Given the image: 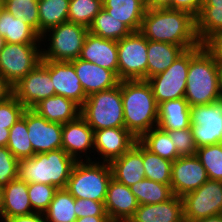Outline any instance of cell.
<instances>
[{"mask_svg":"<svg viewBox=\"0 0 222 222\" xmlns=\"http://www.w3.org/2000/svg\"><path fill=\"white\" fill-rule=\"evenodd\" d=\"M140 32L147 40L171 43L184 50L201 45L195 16L183 10L147 8Z\"/></svg>","mask_w":222,"mask_h":222,"instance_id":"obj_1","label":"cell"},{"mask_svg":"<svg viewBox=\"0 0 222 222\" xmlns=\"http://www.w3.org/2000/svg\"><path fill=\"white\" fill-rule=\"evenodd\" d=\"M125 128L139 139L158 127V104L147 80L121 81Z\"/></svg>","mask_w":222,"mask_h":222,"instance_id":"obj_2","label":"cell"},{"mask_svg":"<svg viewBox=\"0 0 222 222\" xmlns=\"http://www.w3.org/2000/svg\"><path fill=\"white\" fill-rule=\"evenodd\" d=\"M221 67L205 46L190 59L185 91L190 107L211 104L221 98Z\"/></svg>","mask_w":222,"mask_h":222,"instance_id":"obj_3","label":"cell"},{"mask_svg":"<svg viewBox=\"0 0 222 222\" xmlns=\"http://www.w3.org/2000/svg\"><path fill=\"white\" fill-rule=\"evenodd\" d=\"M76 160L63 149L37 153L19 160L18 178L30 183H43L66 189Z\"/></svg>","mask_w":222,"mask_h":222,"instance_id":"obj_4","label":"cell"},{"mask_svg":"<svg viewBox=\"0 0 222 222\" xmlns=\"http://www.w3.org/2000/svg\"><path fill=\"white\" fill-rule=\"evenodd\" d=\"M97 159L76 161L74 164L66 190L75 199L105 202L112 173L109 163Z\"/></svg>","mask_w":222,"mask_h":222,"instance_id":"obj_5","label":"cell"},{"mask_svg":"<svg viewBox=\"0 0 222 222\" xmlns=\"http://www.w3.org/2000/svg\"><path fill=\"white\" fill-rule=\"evenodd\" d=\"M80 115L94 131L125 127L121 81L116 87L89 95L81 106Z\"/></svg>","mask_w":222,"mask_h":222,"instance_id":"obj_6","label":"cell"},{"mask_svg":"<svg viewBox=\"0 0 222 222\" xmlns=\"http://www.w3.org/2000/svg\"><path fill=\"white\" fill-rule=\"evenodd\" d=\"M88 33L87 27L71 22L50 28L40 38L41 43L46 39L50 41L44 45L47 49L41 48L42 60L71 61L79 58Z\"/></svg>","mask_w":222,"mask_h":222,"instance_id":"obj_7","label":"cell"},{"mask_svg":"<svg viewBox=\"0 0 222 222\" xmlns=\"http://www.w3.org/2000/svg\"><path fill=\"white\" fill-rule=\"evenodd\" d=\"M203 46L201 44L185 50L164 72L147 80L152 87L154 98L158 105L164 101L185 98L190 59Z\"/></svg>","mask_w":222,"mask_h":222,"instance_id":"obj_8","label":"cell"},{"mask_svg":"<svg viewBox=\"0 0 222 222\" xmlns=\"http://www.w3.org/2000/svg\"><path fill=\"white\" fill-rule=\"evenodd\" d=\"M43 43H6L0 52V75L13 87L42 61Z\"/></svg>","mask_w":222,"mask_h":222,"instance_id":"obj_9","label":"cell"},{"mask_svg":"<svg viewBox=\"0 0 222 222\" xmlns=\"http://www.w3.org/2000/svg\"><path fill=\"white\" fill-rule=\"evenodd\" d=\"M118 78L147 80V39L140 31L117 41Z\"/></svg>","mask_w":222,"mask_h":222,"instance_id":"obj_10","label":"cell"},{"mask_svg":"<svg viewBox=\"0 0 222 222\" xmlns=\"http://www.w3.org/2000/svg\"><path fill=\"white\" fill-rule=\"evenodd\" d=\"M184 221L222 214V181L208 179L200 188L183 197Z\"/></svg>","mask_w":222,"mask_h":222,"instance_id":"obj_11","label":"cell"},{"mask_svg":"<svg viewBox=\"0 0 222 222\" xmlns=\"http://www.w3.org/2000/svg\"><path fill=\"white\" fill-rule=\"evenodd\" d=\"M190 123L197 148L222 143V99L190 107Z\"/></svg>","mask_w":222,"mask_h":222,"instance_id":"obj_12","label":"cell"},{"mask_svg":"<svg viewBox=\"0 0 222 222\" xmlns=\"http://www.w3.org/2000/svg\"><path fill=\"white\" fill-rule=\"evenodd\" d=\"M13 95L27 108L55 95L50 75V60H42L13 87Z\"/></svg>","mask_w":222,"mask_h":222,"instance_id":"obj_13","label":"cell"},{"mask_svg":"<svg viewBox=\"0 0 222 222\" xmlns=\"http://www.w3.org/2000/svg\"><path fill=\"white\" fill-rule=\"evenodd\" d=\"M208 179L207 172L196 155L182 156L172 163L170 187L173 195L183 197L200 188Z\"/></svg>","mask_w":222,"mask_h":222,"instance_id":"obj_14","label":"cell"},{"mask_svg":"<svg viewBox=\"0 0 222 222\" xmlns=\"http://www.w3.org/2000/svg\"><path fill=\"white\" fill-rule=\"evenodd\" d=\"M26 125L34 155L62 149L63 124L49 122L32 109H26Z\"/></svg>","mask_w":222,"mask_h":222,"instance_id":"obj_15","label":"cell"},{"mask_svg":"<svg viewBox=\"0 0 222 222\" xmlns=\"http://www.w3.org/2000/svg\"><path fill=\"white\" fill-rule=\"evenodd\" d=\"M91 148L94 150V130L81 115L63 124L62 149L69 156L73 157L76 161L92 160L89 154L94 153L95 155L96 152H93ZM82 153L83 155H81ZM84 155H86L85 158Z\"/></svg>","mask_w":222,"mask_h":222,"instance_id":"obj_16","label":"cell"},{"mask_svg":"<svg viewBox=\"0 0 222 222\" xmlns=\"http://www.w3.org/2000/svg\"><path fill=\"white\" fill-rule=\"evenodd\" d=\"M137 140L125 127L100 129L94 131L93 152L100 155L101 162L110 163L128 151Z\"/></svg>","mask_w":222,"mask_h":222,"instance_id":"obj_17","label":"cell"},{"mask_svg":"<svg viewBox=\"0 0 222 222\" xmlns=\"http://www.w3.org/2000/svg\"><path fill=\"white\" fill-rule=\"evenodd\" d=\"M50 75L55 95L71 99L80 107L84 104L88 96L70 61L50 60Z\"/></svg>","mask_w":222,"mask_h":222,"instance_id":"obj_18","label":"cell"},{"mask_svg":"<svg viewBox=\"0 0 222 222\" xmlns=\"http://www.w3.org/2000/svg\"><path fill=\"white\" fill-rule=\"evenodd\" d=\"M104 206L111 222H128L135 214L139 203L130 187L112 178L108 185Z\"/></svg>","mask_w":222,"mask_h":222,"instance_id":"obj_19","label":"cell"},{"mask_svg":"<svg viewBox=\"0 0 222 222\" xmlns=\"http://www.w3.org/2000/svg\"><path fill=\"white\" fill-rule=\"evenodd\" d=\"M70 63L74 66L76 75L87 96L116 87L120 83L118 76L113 71L95 63L80 58L71 60Z\"/></svg>","mask_w":222,"mask_h":222,"instance_id":"obj_20","label":"cell"},{"mask_svg":"<svg viewBox=\"0 0 222 222\" xmlns=\"http://www.w3.org/2000/svg\"><path fill=\"white\" fill-rule=\"evenodd\" d=\"M112 178L117 182L130 187L145 178L142 158V144L136 143L122 156L109 163Z\"/></svg>","mask_w":222,"mask_h":222,"instance_id":"obj_21","label":"cell"},{"mask_svg":"<svg viewBox=\"0 0 222 222\" xmlns=\"http://www.w3.org/2000/svg\"><path fill=\"white\" fill-rule=\"evenodd\" d=\"M79 58L111 70L118 76L117 41L104 39L89 32Z\"/></svg>","mask_w":222,"mask_h":222,"instance_id":"obj_22","label":"cell"},{"mask_svg":"<svg viewBox=\"0 0 222 222\" xmlns=\"http://www.w3.org/2000/svg\"><path fill=\"white\" fill-rule=\"evenodd\" d=\"M128 222H185L182 197L173 195L162 203L139 205Z\"/></svg>","mask_w":222,"mask_h":222,"instance_id":"obj_23","label":"cell"},{"mask_svg":"<svg viewBox=\"0 0 222 222\" xmlns=\"http://www.w3.org/2000/svg\"><path fill=\"white\" fill-rule=\"evenodd\" d=\"M2 189L1 218H9L33 213L28 195V183L16 178Z\"/></svg>","mask_w":222,"mask_h":222,"instance_id":"obj_24","label":"cell"},{"mask_svg":"<svg viewBox=\"0 0 222 222\" xmlns=\"http://www.w3.org/2000/svg\"><path fill=\"white\" fill-rule=\"evenodd\" d=\"M32 110L49 122L65 124L80 115L81 107L71 99L54 95L37 103Z\"/></svg>","mask_w":222,"mask_h":222,"instance_id":"obj_25","label":"cell"},{"mask_svg":"<svg viewBox=\"0 0 222 222\" xmlns=\"http://www.w3.org/2000/svg\"><path fill=\"white\" fill-rule=\"evenodd\" d=\"M190 106L185 98L164 101L158 106V127L163 131L190 128Z\"/></svg>","mask_w":222,"mask_h":222,"instance_id":"obj_26","label":"cell"},{"mask_svg":"<svg viewBox=\"0 0 222 222\" xmlns=\"http://www.w3.org/2000/svg\"><path fill=\"white\" fill-rule=\"evenodd\" d=\"M103 8L126 24L133 32L140 31L147 7L140 0H102Z\"/></svg>","mask_w":222,"mask_h":222,"instance_id":"obj_27","label":"cell"},{"mask_svg":"<svg viewBox=\"0 0 222 222\" xmlns=\"http://www.w3.org/2000/svg\"><path fill=\"white\" fill-rule=\"evenodd\" d=\"M184 51L178 45L147 40V80L164 72Z\"/></svg>","mask_w":222,"mask_h":222,"instance_id":"obj_28","label":"cell"},{"mask_svg":"<svg viewBox=\"0 0 222 222\" xmlns=\"http://www.w3.org/2000/svg\"><path fill=\"white\" fill-rule=\"evenodd\" d=\"M0 34L6 43H41V36L30 25L5 9L0 13Z\"/></svg>","mask_w":222,"mask_h":222,"instance_id":"obj_29","label":"cell"},{"mask_svg":"<svg viewBox=\"0 0 222 222\" xmlns=\"http://www.w3.org/2000/svg\"><path fill=\"white\" fill-rule=\"evenodd\" d=\"M70 0H38L39 35L59 24L68 22Z\"/></svg>","mask_w":222,"mask_h":222,"instance_id":"obj_30","label":"cell"},{"mask_svg":"<svg viewBox=\"0 0 222 222\" xmlns=\"http://www.w3.org/2000/svg\"><path fill=\"white\" fill-rule=\"evenodd\" d=\"M88 31L104 39L118 41L133 31L123 22L111 16L104 8L95 16Z\"/></svg>","mask_w":222,"mask_h":222,"instance_id":"obj_31","label":"cell"},{"mask_svg":"<svg viewBox=\"0 0 222 222\" xmlns=\"http://www.w3.org/2000/svg\"><path fill=\"white\" fill-rule=\"evenodd\" d=\"M138 141L150 152L157 154L161 158L174 162L180 156L167 131L159 127L152 128L143 134Z\"/></svg>","mask_w":222,"mask_h":222,"instance_id":"obj_32","label":"cell"},{"mask_svg":"<svg viewBox=\"0 0 222 222\" xmlns=\"http://www.w3.org/2000/svg\"><path fill=\"white\" fill-rule=\"evenodd\" d=\"M130 190L139 205L162 203L173 196L170 185L157 183L147 178L131 185Z\"/></svg>","mask_w":222,"mask_h":222,"instance_id":"obj_33","label":"cell"},{"mask_svg":"<svg viewBox=\"0 0 222 222\" xmlns=\"http://www.w3.org/2000/svg\"><path fill=\"white\" fill-rule=\"evenodd\" d=\"M75 198L66 190L58 189L44 212L48 222H75Z\"/></svg>","mask_w":222,"mask_h":222,"instance_id":"obj_34","label":"cell"},{"mask_svg":"<svg viewBox=\"0 0 222 222\" xmlns=\"http://www.w3.org/2000/svg\"><path fill=\"white\" fill-rule=\"evenodd\" d=\"M196 19V33L201 44L222 32V8L202 6Z\"/></svg>","mask_w":222,"mask_h":222,"instance_id":"obj_35","label":"cell"},{"mask_svg":"<svg viewBox=\"0 0 222 222\" xmlns=\"http://www.w3.org/2000/svg\"><path fill=\"white\" fill-rule=\"evenodd\" d=\"M26 125V110L23 116L10 128L7 148L18 160L30 158L34 150L29 139Z\"/></svg>","mask_w":222,"mask_h":222,"instance_id":"obj_36","label":"cell"},{"mask_svg":"<svg viewBox=\"0 0 222 222\" xmlns=\"http://www.w3.org/2000/svg\"><path fill=\"white\" fill-rule=\"evenodd\" d=\"M142 158L145 178L161 184H171L172 161L159 157L157 154L147 150L143 145Z\"/></svg>","mask_w":222,"mask_h":222,"instance_id":"obj_37","label":"cell"},{"mask_svg":"<svg viewBox=\"0 0 222 222\" xmlns=\"http://www.w3.org/2000/svg\"><path fill=\"white\" fill-rule=\"evenodd\" d=\"M102 8V0H70L68 22L88 28Z\"/></svg>","mask_w":222,"mask_h":222,"instance_id":"obj_38","label":"cell"},{"mask_svg":"<svg viewBox=\"0 0 222 222\" xmlns=\"http://www.w3.org/2000/svg\"><path fill=\"white\" fill-rule=\"evenodd\" d=\"M196 156L209 179L222 181V143L198 147Z\"/></svg>","mask_w":222,"mask_h":222,"instance_id":"obj_39","label":"cell"},{"mask_svg":"<svg viewBox=\"0 0 222 222\" xmlns=\"http://www.w3.org/2000/svg\"><path fill=\"white\" fill-rule=\"evenodd\" d=\"M3 9L22 18L39 34L38 0H2Z\"/></svg>","mask_w":222,"mask_h":222,"instance_id":"obj_40","label":"cell"},{"mask_svg":"<svg viewBox=\"0 0 222 222\" xmlns=\"http://www.w3.org/2000/svg\"><path fill=\"white\" fill-rule=\"evenodd\" d=\"M58 189L43 183L28 184V195L34 212L44 213Z\"/></svg>","mask_w":222,"mask_h":222,"instance_id":"obj_41","label":"cell"},{"mask_svg":"<svg viewBox=\"0 0 222 222\" xmlns=\"http://www.w3.org/2000/svg\"><path fill=\"white\" fill-rule=\"evenodd\" d=\"M27 108L12 94L0 102V126L10 129L22 116Z\"/></svg>","mask_w":222,"mask_h":222,"instance_id":"obj_42","label":"cell"},{"mask_svg":"<svg viewBox=\"0 0 222 222\" xmlns=\"http://www.w3.org/2000/svg\"><path fill=\"white\" fill-rule=\"evenodd\" d=\"M19 160L7 147H0V187L8 185L11 180L18 178Z\"/></svg>","mask_w":222,"mask_h":222,"instance_id":"obj_43","label":"cell"},{"mask_svg":"<svg viewBox=\"0 0 222 222\" xmlns=\"http://www.w3.org/2000/svg\"><path fill=\"white\" fill-rule=\"evenodd\" d=\"M167 132L180 157L196 155L197 146L190 128Z\"/></svg>","mask_w":222,"mask_h":222,"instance_id":"obj_44","label":"cell"},{"mask_svg":"<svg viewBox=\"0 0 222 222\" xmlns=\"http://www.w3.org/2000/svg\"><path fill=\"white\" fill-rule=\"evenodd\" d=\"M74 211L77 218L85 216H108L104 202L91 199H75Z\"/></svg>","mask_w":222,"mask_h":222,"instance_id":"obj_45","label":"cell"},{"mask_svg":"<svg viewBox=\"0 0 222 222\" xmlns=\"http://www.w3.org/2000/svg\"><path fill=\"white\" fill-rule=\"evenodd\" d=\"M204 0H172L170 9L183 10L197 16Z\"/></svg>","mask_w":222,"mask_h":222,"instance_id":"obj_46","label":"cell"},{"mask_svg":"<svg viewBox=\"0 0 222 222\" xmlns=\"http://www.w3.org/2000/svg\"><path fill=\"white\" fill-rule=\"evenodd\" d=\"M204 46L214 55L217 62L222 66V32L211 37Z\"/></svg>","mask_w":222,"mask_h":222,"instance_id":"obj_47","label":"cell"},{"mask_svg":"<svg viewBox=\"0 0 222 222\" xmlns=\"http://www.w3.org/2000/svg\"><path fill=\"white\" fill-rule=\"evenodd\" d=\"M1 222H48V221L44 213L33 212L28 215L1 218Z\"/></svg>","mask_w":222,"mask_h":222,"instance_id":"obj_48","label":"cell"},{"mask_svg":"<svg viewBox=\"0 0 222 222\" xmlns=\"http://www.w3.org/2000/svg\"><path fill=\"white\" fill-rule=\"evenodd\" d=\"M13 94L12 86L0 75V102Z\"/></svg>","mask_w":222,"mask_h":222,"instance_id":"obj_49","label":"cell"},{"mask_svg":"<svg viewBox=\"0 0 222 222\" xmlns=\"http://www.w3.org/2000/svg\"><path fill=\"white\" fill-rule=\"evenodd\" d=\"M172 0H147V8H170Z\"/></svg>","mask_w":222,"mask_h":222,"instance_id":"obj_50","label":"cell"},{"mask_svg":"<svg viewBox=\"0 0 222 222\" xmlns=\"http://www.w3.org/2000/svg\"><path fill=\"white\" fill-rule=\"evenodd\" d=\"M75 222H111L108 216H85L77 218Z\"/></svg>","mask_w":222,"mask_h":222,"instance_id":"obj_51","label":"cell"},{"mask_svg":"<svg viewBox=\"0 0 222 222\" xmlns=\"http://www.w3.org/2000/svg\"><path fill=\"white\" fill-rule=\"evenodd\" d=\"M10 129L6 126H0V147H6L8 144Z\"/></svg>","mask_w":222,"mask_h":222,"instance_id":"obj_52","label":"cell"},{"mask_svg":"<svg viewBox=\"0 0 222 222\" xmlns=\"http://www.w3.org/2000/svg\"><path fill=\"white\" fill-rule=\"evenodd\" d=\"M193 222H222V214L213 217L198 219Z\"/></svg>","mask_w":222,"mask_h":222,"instance_id":"obj_53","label":"cell"},{"mask_svg":"<svg viewBox=\"0 0 222 222\" xmlns=\"http://www.w3.org/2000/svg\"><path fill=\"white\" fill-rule=\"evenodd\" d=\"M202 6H215V8H222V0H204Z\"/></svg>","mask_w":222,"mask_h":222,"instance_id":"obj_54","label":"cell"},{"mask_svg":"<svg viewBox=\"0 0 222 222\" xmlns=\"http://www.w3.org/2000/svg\"><path fill=\"white\" fill-rule=\"evenodd\" d=\"M5 45H6L5 38L0 34V52L3 50Z\"/></svg>","mask_w":222,"mask_h":222,"instance_id":"obj_55","label":"cell"},{"mask_svg":"<svg viewBox=\"0 0 222 222\" xmlns=\"http://www.w3.org/2000/svg\"><path fill=\"white\" fill-rule=\"evenodd\" d=\"M1 212H2V189L0 187V219H1ZM1 222V220H0Z\"/></svg>","mask_w":222,"mask_h":222,"instance_id":"obj_56","label":"cell"},{"mask_svg":"<svg viewBox=\"0 0 222 222\" xmlns=\"http://www.w3.org/2000/svg\"><path fill=\"white\" fill-rule=\"evenodd\" d=\"M220 88H221V99H222V67H221V80H220Z\"/></svg>","mask_w":222,"mask_h":222,"instance_id":"obj_57","label":"cell"},{"mask_svg":"<svg viewBox=\"0 0 222 222\" xmlns=\"http://www.w3.org/2000/svg\"><path fill=\"white\" fill-rule=\"evenodd\" d=\"M2 9H3V3H2V0H0V13H1Z\"/></svg>","mask_w":222,"mask_h":222,"instance_id":"obj_58","label":"cell"},{"mask_svg":"<svg viewBox=\"0 0 222 222\" xmlns=\"http://www.w3.org/2000/svg\"><path fill=\"white\" fill-rule=\"evenodd\" d=\"M147 7V0H140Z\"/></svg>","mask_w":222,"mask_h":222,"instance_id":"obj_59","label":"cell"}]
</instances>
